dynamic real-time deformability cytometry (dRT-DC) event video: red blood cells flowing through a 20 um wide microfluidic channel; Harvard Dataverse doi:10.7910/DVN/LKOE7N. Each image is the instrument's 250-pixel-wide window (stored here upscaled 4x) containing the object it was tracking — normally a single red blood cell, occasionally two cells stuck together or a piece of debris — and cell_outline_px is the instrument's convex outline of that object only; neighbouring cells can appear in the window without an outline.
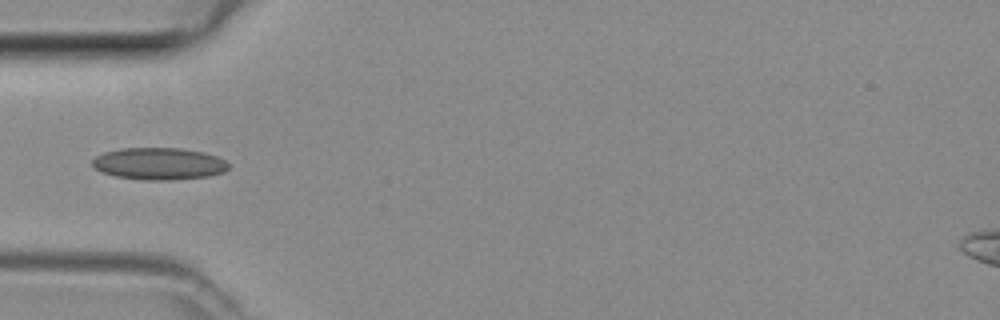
{"species": "common noctule bat (a hibernating species)", "species_latin": "Nyctalus noctula", "temperature_condition": "room temperature", "stored_images_in_passage": 3, "camera_frame_rate_fps": 3000, "um_per_image_px": 0.085, "animal": {"sex": "female", "body_mass_g": 29.2, "forearm_length_mm": 56.3}, "frame": {"image": 1, "passage_image": 3, "time_ms": 0.667, "image_size_px": [1000, 320], "cell_outline_px": [[228, 168], [224, 172], [208, 176], [168, 180], [144, 180], [116, 176], [100, 172], [92, 164], [92, 160], [96, 156], [104, 152], [120, 148], [180, 148], [204, 152], [216, 156], [224, 160], [228, 164]], "centroid_in_image_um": [13.49, 13.91], "position_along_channel_um": 71.5, "area_um2": 25.37}}